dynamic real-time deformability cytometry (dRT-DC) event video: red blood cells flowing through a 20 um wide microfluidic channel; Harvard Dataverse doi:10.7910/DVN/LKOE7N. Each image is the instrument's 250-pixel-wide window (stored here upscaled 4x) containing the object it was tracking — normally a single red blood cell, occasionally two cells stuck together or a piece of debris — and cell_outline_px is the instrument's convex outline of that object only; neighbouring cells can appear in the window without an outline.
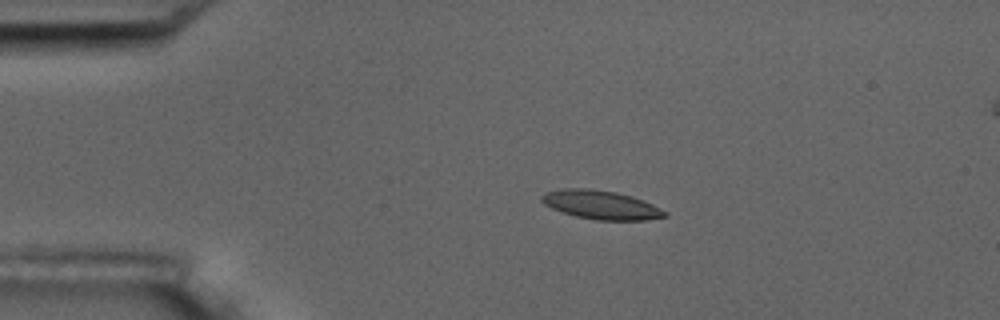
{"species": "common noctule bat (a hibernating species)", "species_latin": "Nyctalus noctula", "temperature_condition": "room temperature", "stored_images_in_passage": 6, "camera_frame_rate_fps": 3000, "um_per_image_px": 0.085, "animal": {"sex": "male", "body_mass_g": 17.5, "forearm_length_mm": 52.3}, "frame": {"image": 1, "passage_image": 4, "time_ms": 3.333, "image_size_px": [1000, 320], "cell_outline_px": [[668, 216], [648, 220], [596, 220], [576, 216], [560, 212], [544, 204], [540, 200], [540, 196], [548, 192], [564, 188], [588, 188], [616, 192], [632, 196], [652, 204], [668, 212]], "centroid_in_image_um": [51.09, 17.42], "position_along_channel_um": 33.9, "area_um2": 20.69}}